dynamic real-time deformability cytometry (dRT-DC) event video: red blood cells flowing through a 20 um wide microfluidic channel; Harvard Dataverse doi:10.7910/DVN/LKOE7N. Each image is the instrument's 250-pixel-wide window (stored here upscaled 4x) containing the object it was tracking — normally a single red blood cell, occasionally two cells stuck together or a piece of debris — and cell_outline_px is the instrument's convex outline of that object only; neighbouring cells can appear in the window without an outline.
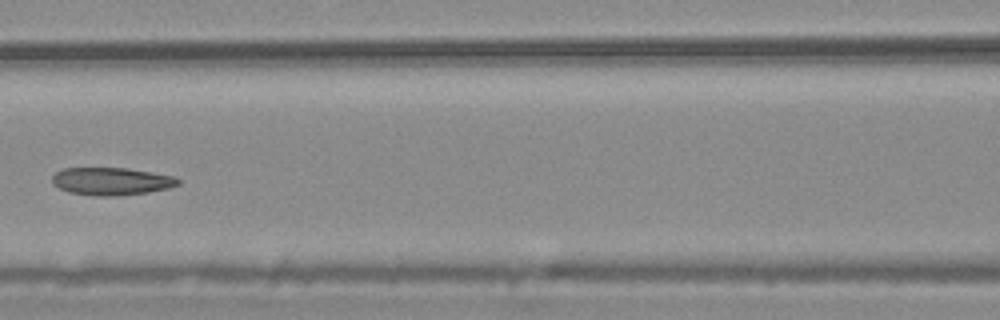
{"species": "common noctule bat (a hibernating species)", "species_latin": "Nyctalus noctula", "temperature_condition": "warm", "stored_images_in_passage": 7, "camera_frame_rate_fps": 3000, "um_per_image_px": 0.085, "animal": {"sex": "male", "body_mass_g": 20.4}, "frame": {"image": 1, "passage_image": 6, "time_ms": 1.667, "image_size_px": [1000, 320], "cell_outline_px": [[180, 184], [168, 188], [148, 192], [116, 196], [100, 196], [68, 192], [52, 184], [52, 176], [56, 172], [64, 168], [128, 168], [176, 176], [180, 180]], "centroid_in_image_um": [9.49, 15.4], "position_along_channel_um": 157.1, "area_um2": 20.35}}
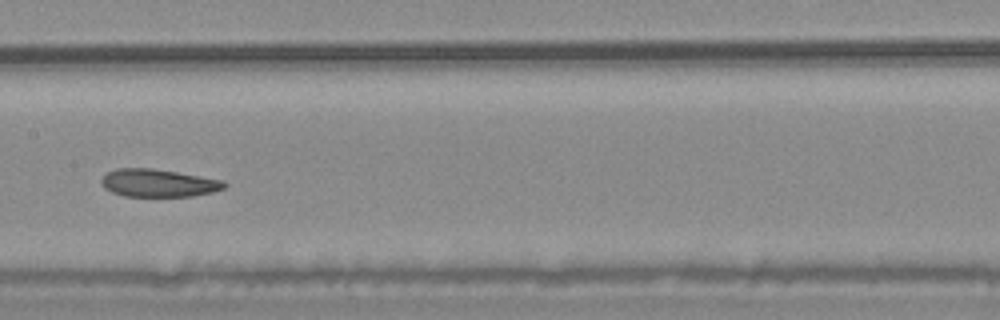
{"frame": {"image": 2, "passage_image": 7, "time_ms": 2.0, "image_size_px": [1000, 320], "cell_outline_px": [[228, 184], [224, 188], [212, 192], [192, 196], [124, 196], [112, 192], [104, 188], [100, 184], [100, 180], [108, 172], [116, 168], [152, 168], [224, 180]], "centroid_in_image_um": [13.45, 15.55], "position_along_channel_um": 194.0, "area_um2": 19.88}}